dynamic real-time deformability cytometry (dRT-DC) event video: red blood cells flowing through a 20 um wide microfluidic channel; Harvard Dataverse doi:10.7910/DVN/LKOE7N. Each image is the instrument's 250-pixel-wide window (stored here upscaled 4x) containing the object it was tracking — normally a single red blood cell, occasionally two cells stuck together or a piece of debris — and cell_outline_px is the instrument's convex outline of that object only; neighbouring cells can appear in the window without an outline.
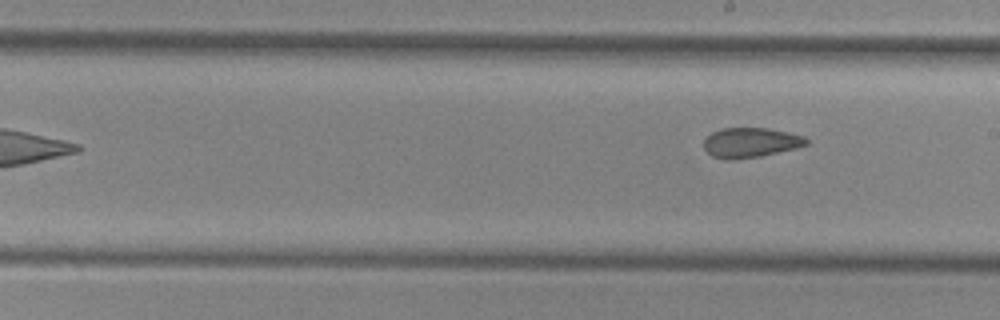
{"species": "common noctule bat (a hibernating species)", "species_latin": "Nyctalus noctula", "temperature_condition": "cold", "stored_images_in_passage": 6, "camera_frame_rate_fps": 3000, "um_per_image_px": 0.085, "animal": {"sex": "female", "body_mass_g": 29.2, "forearm_length_mm": 56.3}, "frame": {"image": 1, "passage_image": 6, "time_ms": 7.0, "image_size_px": [1000, 320], "cell_outline_px": [[808, 144], [796, 148], [760, 156], [728, 160], [712, 156], [704, 148], [704, 140], [712, 132], [724, 128], [768, 128], [804, 136], [808, 140]], "centroid_in_image_um": [63.8, 12.12], "position_along_channel_um": 225.2, "area_um2": 17.63}}